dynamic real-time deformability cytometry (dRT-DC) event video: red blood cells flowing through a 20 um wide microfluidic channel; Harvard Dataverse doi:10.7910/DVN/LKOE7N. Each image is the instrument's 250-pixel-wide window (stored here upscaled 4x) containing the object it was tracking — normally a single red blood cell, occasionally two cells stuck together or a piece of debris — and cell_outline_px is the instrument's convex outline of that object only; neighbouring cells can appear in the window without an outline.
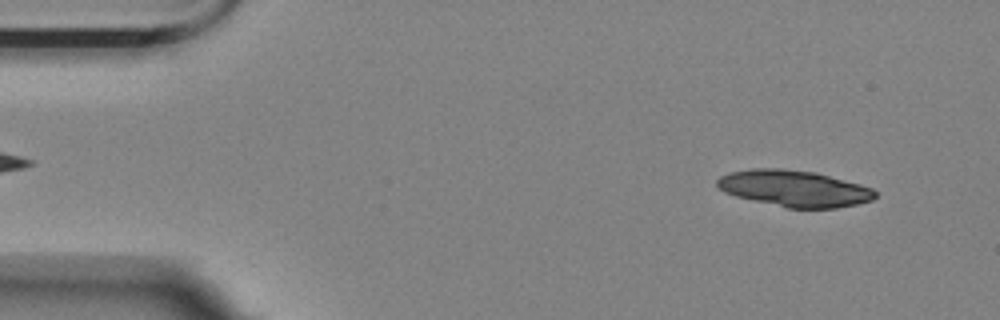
{"species": "Egyptian fruit bat (a non-hibernating species)", "species_latin": "Rousettus aegyptiacus", "temperature_condition": "room temperature", "stored_images_in_passage": 29, "segment_of_instrument_passage": [1, 2], "camera_frame_rate_fps": 3000, "um_per_image_px": 0.085, "animal": {"sex": "female"}, "frame": {"image": 1, "passage_image": 4, "time_ms": 1.0, "image_size_px": [1000, 320], "cell_outline_px": [[876, 196], [872, 200], [856, 204], [836, 208], [788, 208], [736, 196], [724, 192], [716, 184], [716, 180], [720, 176], [728, 172], [752, 168], [780, 168], [816, 172], [860, 184], [872, 188], [876, 192]], "centroid_in_image_um": [67.5, 16.01], "position_along_channel_um": 17.5, "area_um2": 33.47}}